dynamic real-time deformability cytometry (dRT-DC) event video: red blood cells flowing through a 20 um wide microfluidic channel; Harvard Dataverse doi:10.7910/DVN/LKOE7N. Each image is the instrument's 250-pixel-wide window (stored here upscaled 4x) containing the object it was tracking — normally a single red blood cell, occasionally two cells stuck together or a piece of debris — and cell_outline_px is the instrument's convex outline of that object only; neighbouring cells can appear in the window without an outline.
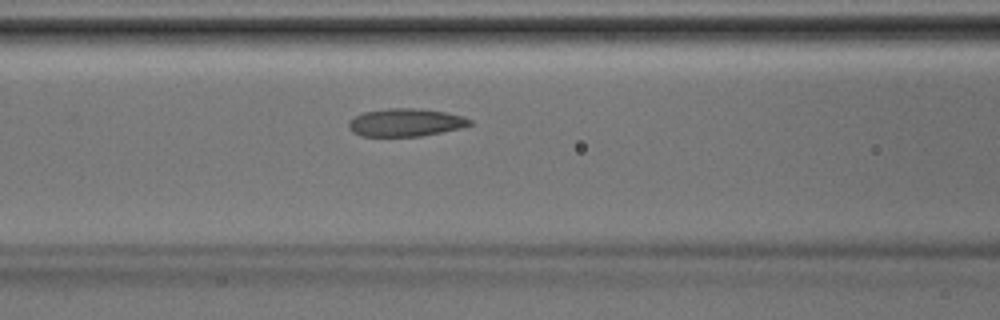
{"species": "Egyptian fruit bat (a non-hibernating species)", "species_latin": "Rousettus aegyptiacus", "temperature_condition": "room temperature", "stored_images_in_passage": 31, "camera_frame_rate_fps": 3000, "um_per_image_px": 0.085, "animal": {"sex": "male"}, "frame": {"image": 1, "passage_image": 7, "time_ms": 2.0, "image_size_px": [1000, 320], "cell_outline_px": [[472, 124], [460, 128], [420, 136], [360, 136], [352, 132], [348, 128], [348, 120], [364, 112], [388, 108], [416, 108], [444, 112], [460, 116], [472, 120]], "centroid_in_image_um": [34.42, 10.41], "position_along_channel_um": 132.2, "area_um2": 19.54}}
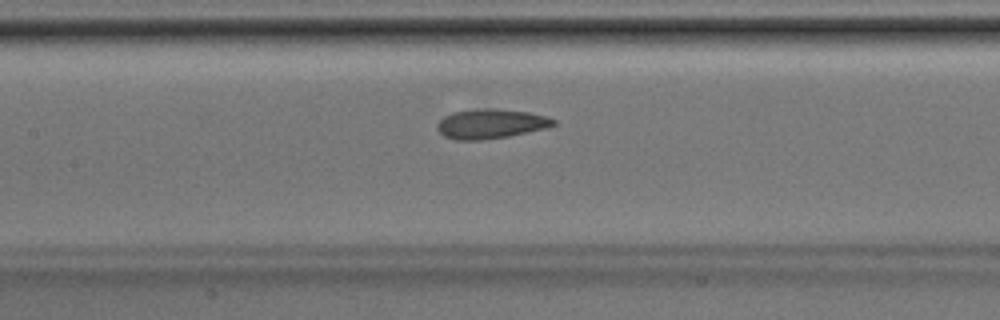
{"frame": {"image": 2, "passage_image": 9, "time_ms": 2.667, "image_size_px": [1000, 320], "cell_outline_px": [[556, 124], [548, 128], [508, 136], [480, 140], [456, 140], [444, 136], [436, 128], [436, 124], [444, 116], [452, 112], [480, 108], [496, 108], [528, 112], [544, 116], [556, 120]], "centroid_in_image_um": [41.7, 10.52], "position_along_channel_um": 165.7, "area_um2": 20.11}}
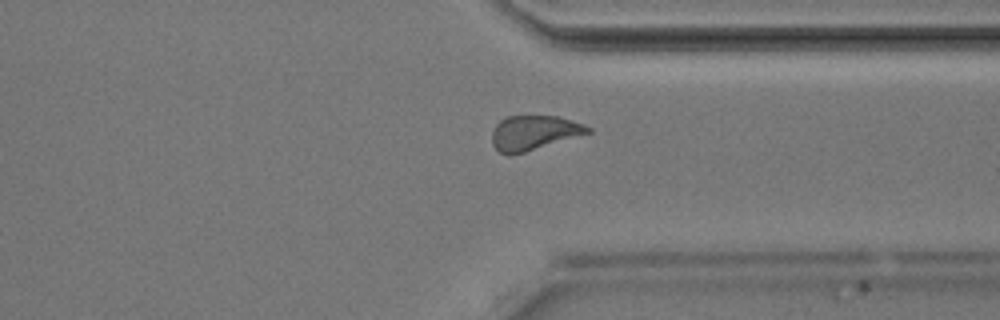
{"frame": {"image": 3, "passage_image": 21, "time_ms": 6.667, "image_size_px": [1000, 320], "cell_outline_px": [[592, 132], [524, 152], [508, 156], [500, 152], [492, 144], [492, 132], [496, 124], [504, 116], [556, 116], [572, 120], [584, 124], [592, 128]], "centroid_in_image_um": [45.37, 11.28], "position_along_channel_um": 366.0, "area_um2": 19.31}}